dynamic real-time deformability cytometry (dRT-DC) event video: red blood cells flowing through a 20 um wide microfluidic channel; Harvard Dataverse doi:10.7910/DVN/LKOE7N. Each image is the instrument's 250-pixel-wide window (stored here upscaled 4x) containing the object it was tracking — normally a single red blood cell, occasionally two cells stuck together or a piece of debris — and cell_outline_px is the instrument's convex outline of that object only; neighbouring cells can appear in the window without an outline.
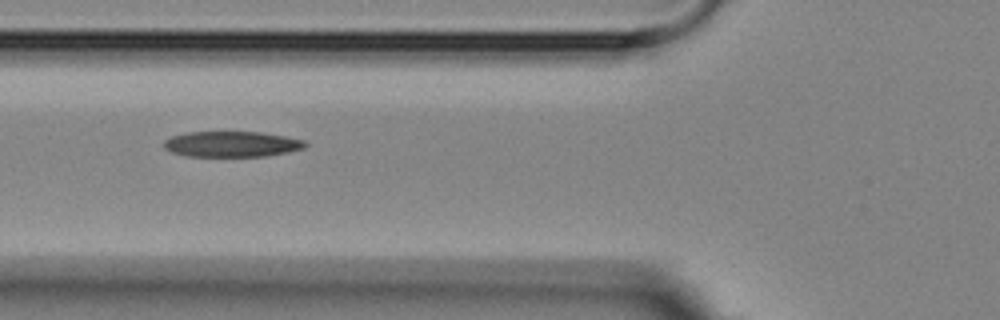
{"species": "Egyptian fruit bat (a non-hibernating species)", "species_latin": "Rousettus aegyptiacus", "temperature_condition": "room temperature", "stored_images_in_passage": 3, "camera_frame_rate_fps": 3000, "um_per_image_px": 0.085, "animal": {"sex": "female"}, "frame": {"image": 1, "passage_image": 2, "time_ms": 1.0, "image_size_px": [1000, 320], "cell_outline_px": [[308, 144], [304, 148], [288, 152], [264, 156], [188, 156], [172, 152], [164, 148], [164, 140], [172, 136], [188, 132], [260, 132], [284, 136], [304, 140]], "centroid_in_image_um": [19.7, 12.25], "position_along_channel_um": 106.1, "area_um2": 20.98}}
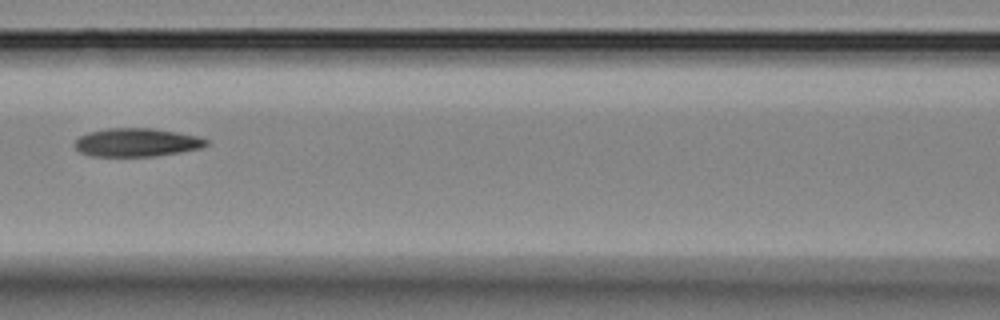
{"frame": {"image": 2, "passage_image": 3, "time_ms": 2.333, "image_size_px": [1000, 320], "cell_outline_px": [[208, 144], [200, 148], [180, 152], [156, 156], [92, 156], [80, 152], [72, 144], [80, 136], [88, 132], [108, 128], [152, 128], [200, 136], [208, 140]], "centroid_in_image_um": [11.61, 12.1], "position_along_channel_um": 155.0, "area_um2": 21.79}}